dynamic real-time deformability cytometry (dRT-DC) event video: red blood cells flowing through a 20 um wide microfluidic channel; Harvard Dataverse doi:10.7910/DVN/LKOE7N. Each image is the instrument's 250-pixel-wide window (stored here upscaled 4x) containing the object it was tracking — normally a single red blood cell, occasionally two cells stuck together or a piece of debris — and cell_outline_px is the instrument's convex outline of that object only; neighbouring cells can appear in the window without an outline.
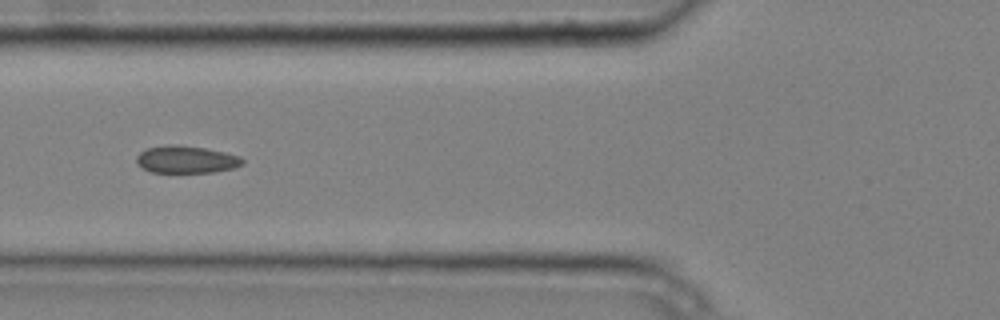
{"species": "common noctule bat (a hibernating species)", "species_latin": "Nyctalus noctula", "temperature_condition": "cold", "stored_images_in_passage": 5, "camera_frame_rate_fps": 3000, "um_per_image_px": 0.085, "animal": {"sex": "male", "body_mass_g": 20.4}, "frame": {"image": 1, "passage_image": 3, "time_ms": 0.667, "image_size_px": [1000, 320], "cell_outline_px": [[244, 164], [232, 168], [212, 172], [152, 172], [136, 164], [136, 156], [140, 152], [148, 148], [168, 144], [180, 144], [204, 148], [224, 152], [240, 156], [244, 160]], "centroid_in_image_um": [15.82, 13.54], "position_along_channel_um": 110.0, "area_um2": 16.88}}
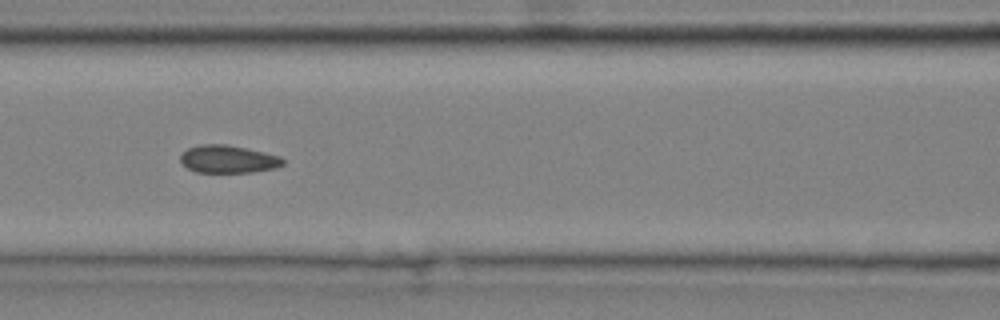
{"frame": {"image": 2, "passage_image": 4, "time_ms": 1.0, "image_size_px": [1000, 320], "cell_outline_px": [[284, 164], [276, 168], [252, 172], [196, 172], [188, 168], [180, 160], [180, 156], [188, 148], [200, 144], [228, 144], [280, 156], [284, 160]], "centroid_in_image_um": [19.4, 13.52], "position_along_channel_um": 147.2, "area_um2": 16.47}}
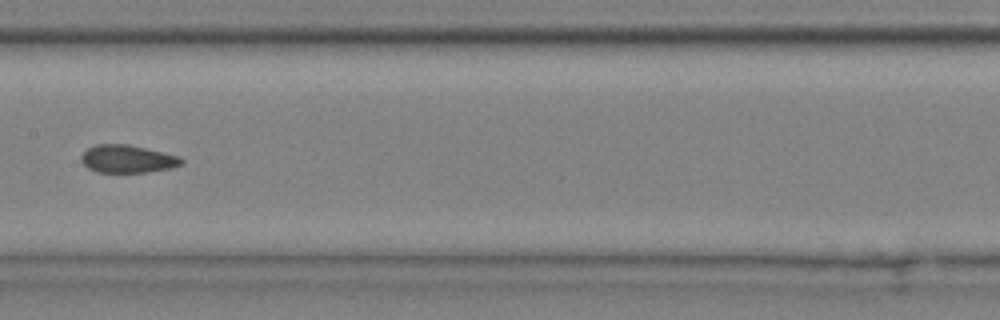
{"frame": {"image": 3, "passage_image": 5, "time_ms": 1.333, "image_size_px": [1000, 320], "cell_outline_px": [[184, 164], [172, 168], [148, 172], [96, 172], [88, 168], [80, 160], [80, 156], [88, 148], [96, 144], [128, 144], [180, 156], [184, 160]], "centroid_in_image_um": [10.86, 13.51], "position_along_channel_um": 196.5, "area_um2": 16.36}}